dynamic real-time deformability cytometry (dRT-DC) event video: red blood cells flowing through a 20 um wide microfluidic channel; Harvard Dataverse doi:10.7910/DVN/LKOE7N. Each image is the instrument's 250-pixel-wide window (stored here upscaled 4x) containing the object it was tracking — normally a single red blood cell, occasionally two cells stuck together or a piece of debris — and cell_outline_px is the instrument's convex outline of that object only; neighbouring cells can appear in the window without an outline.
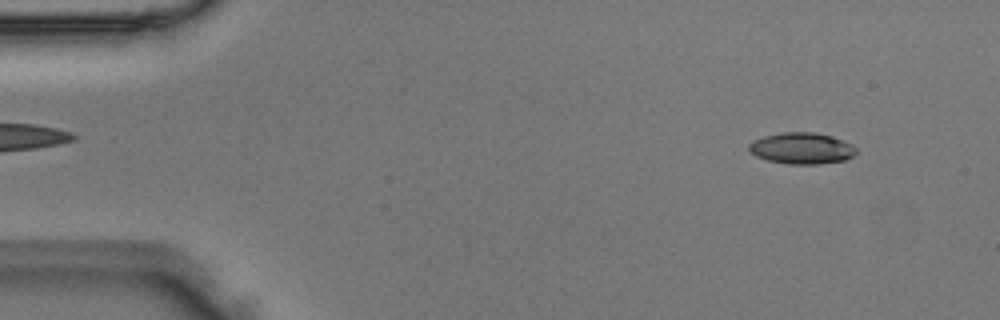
{"species": "Egyptian fruit bat (a non-hibernating species)", "species_latin": "Rousettus aegyptiacus", "temperature_condition": "room temperature", "stored_images_in_passage": 2, "camera_frame_rate_fps": 3000, "um_per_image_px": 0.085, "animal": {"sex": "male"}, "frame": {"image": 1, "passage_image": 1, "time_ms": 0.0, "image_size_px": [1000, 320], "cell_outline_px": [[856, 152], [852, 156], [844, 160], [820, 164], [788, 164], [768, 160], [756, 156], [748, 148], [748, 144], [752, 140], [764, 136], [784, 132], [812, 132], [832, 136], [852, 144], [856, 148]], "centroid_in_image_um": [68.14, 12.6], "position_along_channel_um": 16.9, "area_um2": 19.54}}